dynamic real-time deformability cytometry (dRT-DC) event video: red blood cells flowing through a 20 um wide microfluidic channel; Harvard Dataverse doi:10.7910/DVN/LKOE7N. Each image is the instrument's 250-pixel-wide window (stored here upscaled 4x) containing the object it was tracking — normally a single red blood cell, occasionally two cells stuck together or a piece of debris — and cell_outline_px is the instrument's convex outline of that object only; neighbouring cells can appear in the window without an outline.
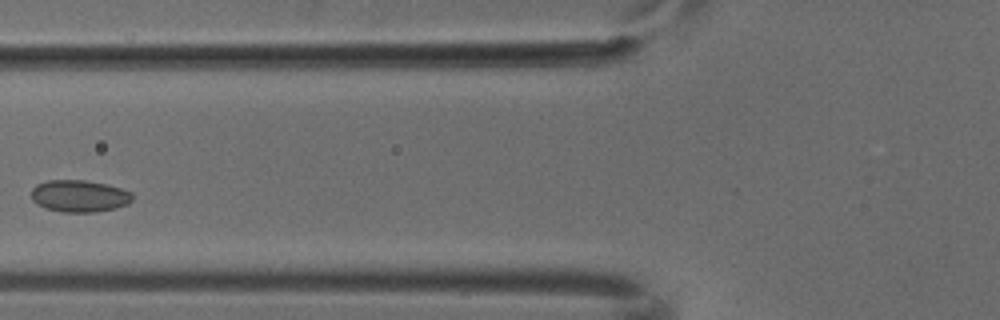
{"species": "common noctule bat (a hibernating species)", "species_latin": "Nyctalus noctula", "temperature_condition": "cold", "stored_images_in_passage": 7, "camera_frame_rate_fps": 3000, "um_per_image_px": 0.085, "animal": {"sex": "male", "body_mass_g": 18.8}, "frame": {"image": 1, "passage_image": 6, "time_ms": 1.667, "image_size_px": [1000, 320], "cell_outline_px": [[132, 200], [128, 204], [116, 208], [96, 212], [60, 212], [36, 204], [32, 200], [32, 188], [36, 184], [48, 180], [84, 180], [108, 184], [132, 192]], "centroid_in_image_um": [6.75, 16.66], "position_along_channel_um": 119.0, "area_um2": 18.96}}
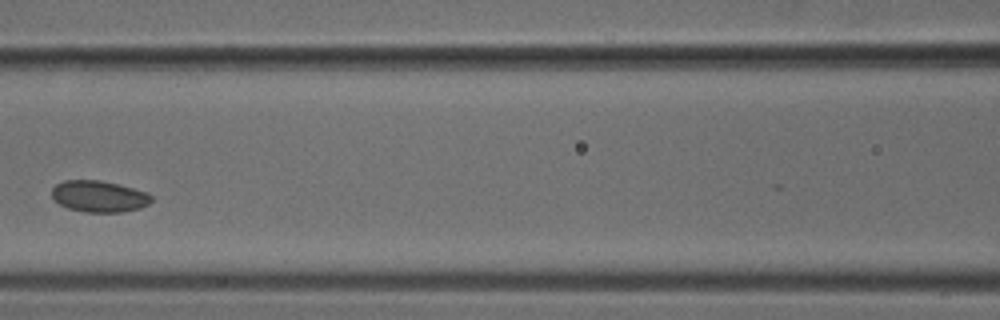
{"frame": {"image": 2, "passage_image": 7, "time_ms": 2.0, "image_size_px": [1000, 320], "cell_outline_px": [[152, 200], [148, 204], [140, 208], [120, 212], [84, 212], [68, 208], [52, 200], [52, 188], [56, 184], [64, 180], [100, 180], [148, 192], [152, 196]], "centroid_in_image_um": [8.39, 16.69], "position_along_channel_um": 158.2, "area_um2": 18.26}}